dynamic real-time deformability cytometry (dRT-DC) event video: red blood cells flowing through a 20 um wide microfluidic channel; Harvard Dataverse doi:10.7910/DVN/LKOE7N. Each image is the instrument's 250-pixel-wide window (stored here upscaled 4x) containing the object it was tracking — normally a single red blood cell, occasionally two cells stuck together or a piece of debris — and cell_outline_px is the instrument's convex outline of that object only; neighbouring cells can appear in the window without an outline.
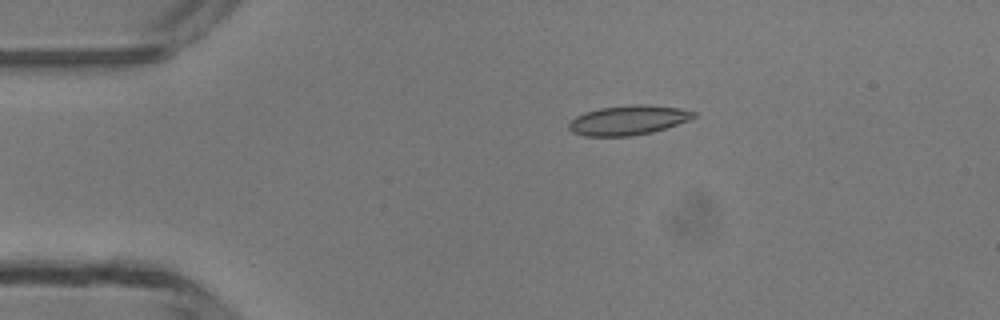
{"species": "common noctule bat (a hibernating species)", "species_latin": "Nyctalus noctula", "temperature_condition": "room temperature", "stored_images_in_passage": 4, "camera_frame_rate_fps": 3000, "um_per_image_px": 0.085, "animal": {"sex": "male", "body_mass_g": 13.3}, "frame": {"image": 1, "passage_image": 3, "time_ms": 2.0, "image_size_px": [1000, 320], "cell_outline_px": [[696, 116], [688, 120], [652, 132], [632, 136], [584, 136], [572, 132], [568, 128], [568, 124], [576, 116], [584, 112], [600, 108], [632, 104], [648, 104], [680, 108], [696, 112]], "centroid_in_image_um": [53.38, 10.21], "position_along_channel_um": 31.6, "area_um2": 21.5}}